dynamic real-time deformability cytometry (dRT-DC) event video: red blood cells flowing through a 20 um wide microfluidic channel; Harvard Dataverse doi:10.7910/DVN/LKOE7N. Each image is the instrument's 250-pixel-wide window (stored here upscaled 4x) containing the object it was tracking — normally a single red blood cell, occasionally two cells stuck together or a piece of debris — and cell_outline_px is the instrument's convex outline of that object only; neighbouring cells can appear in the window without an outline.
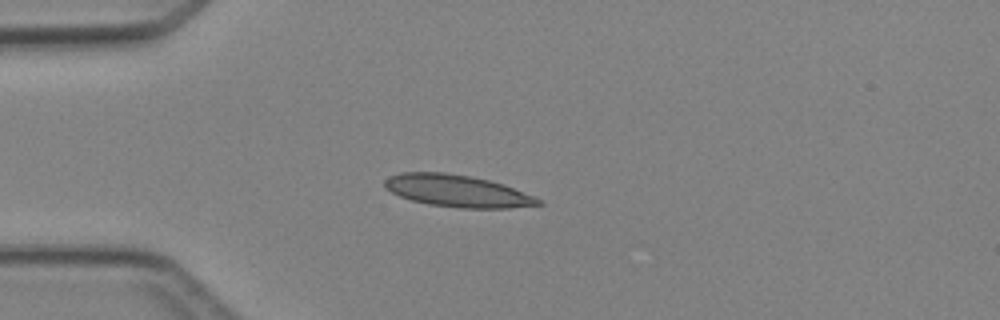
{"species": "Egyptian fruit bat (a non-hibernating species)", "species_latin": "Rousettus aegyptiacus", "temperature_condition": "cold", "stored_images_in_passage": 2, "camera_frame_rate_fps": 3000, "um_per_image_px": 0.085, "animal": {"sex": "female"}, "frame": {"image": 1, "passage_image": 2, "time_ms": 2.0, "image_size_px": [1000, 320], "cell_outline_px": [[544, 204], [508, 208], [460, 208], [428, 204], [412, 200], [400, 196], [384, 188], [384, 180], [388, 176], [400, 172], [444, 172], [468, 176], [488, 180], [504, 184], [532, 196], [540, 200]], "centroid_in_image_um": [38.82, 16.22], "position_along_channel_um": 46.2, "area_um2": 28.5}}